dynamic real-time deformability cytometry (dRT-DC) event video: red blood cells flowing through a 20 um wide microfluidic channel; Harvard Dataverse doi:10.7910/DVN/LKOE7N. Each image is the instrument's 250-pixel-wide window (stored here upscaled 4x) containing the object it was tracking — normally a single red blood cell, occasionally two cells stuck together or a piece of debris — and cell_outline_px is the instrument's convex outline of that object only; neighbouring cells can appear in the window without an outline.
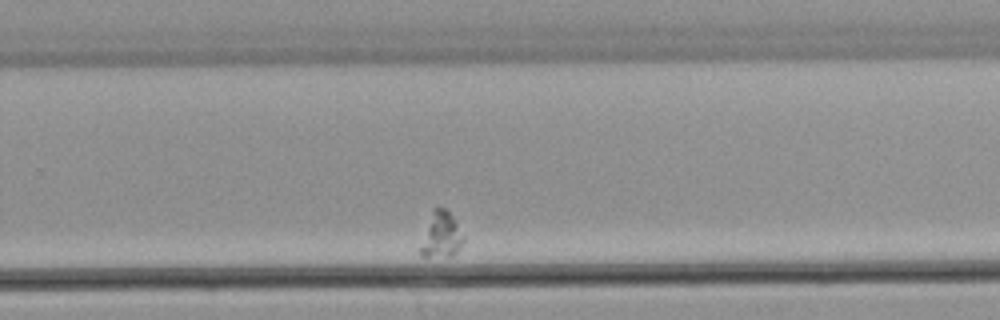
{"species": "common noctule bat (a hibernating species)", "species_latin": "Nyctalus noctula", "temperature_condition": "warm", "stored_images_in_passage": 37, "camera_frame_rate_fps": 3000, "um_per_image_px": 0.085, "animal": {"sex": "male", "body_mass_g": 21.5, "forearm_length_mm": 52.0}, "frame": {"image": 1, "passage_image": 28, "time_ms": 9.0, "image_size_px": [1000, 320], "cell_outline_px": [[464, 240], [456, 252], [452, 256], [420, 256], [420, 248], [432, 208], [444, 208], [452, 216]], "centroid_in_image_um": [37.48, 19.98], "position_along_channel_um": 292.3, "area_um2": 10.92}}
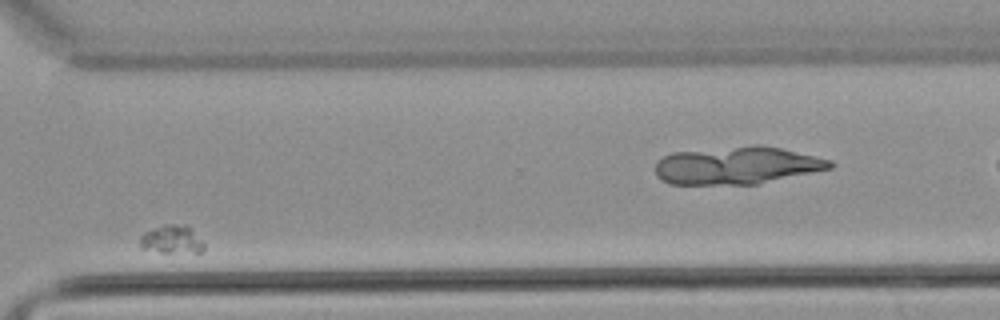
{"frame": {"image": 2, "passage_image": 34, "time_ms": 11.0, "image_size_px": [1000, 320], "cell_outline_px": [[204, 252], [160, 252], [140, 248], [140, 236], [144, 232], [164, 224], [184, 224], [192, 228], [204, 244]], "centroid_in_image_um": [14.6, 20.34], "position_along_channel_um": 356.0, "area_um2": 10.64}}